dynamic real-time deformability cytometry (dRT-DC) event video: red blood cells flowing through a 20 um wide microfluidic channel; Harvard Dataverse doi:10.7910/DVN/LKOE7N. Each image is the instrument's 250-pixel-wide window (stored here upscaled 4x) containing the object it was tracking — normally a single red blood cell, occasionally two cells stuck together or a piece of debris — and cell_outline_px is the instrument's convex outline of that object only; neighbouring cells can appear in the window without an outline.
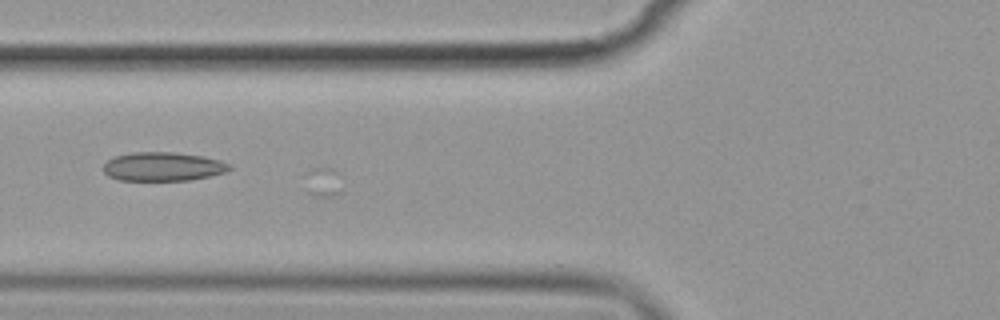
{"species": "common noctule bat (a hibernating species)", "species_latin": "Nyctalus noctula", "temperature_condition": "cold", "stored_images_in_passage": 12, "camera_frame_rate_fps": 3000, "um_per_image_px": 0.085, "animal": {"sex": "female", "body_mass_g": 19.9}, "frame": {"image": 1, "passage_image": 6, "time_ms": 7.0, "image_size_px": [1000, 320], "cell_outline_px": [[232, 168], [224, 172], [208, 176], [188, 180], [120, 180], [108, 176], [104, 172], [104, 164], [108, 160], [116, 156], [132, 152], [172, 152], [204, 156], [220, 160], [228, 164]], "centroid_in_image_um": [13.83, 14.15], "position_along_channel_um": 112.0, "area_um2": 20.98}}
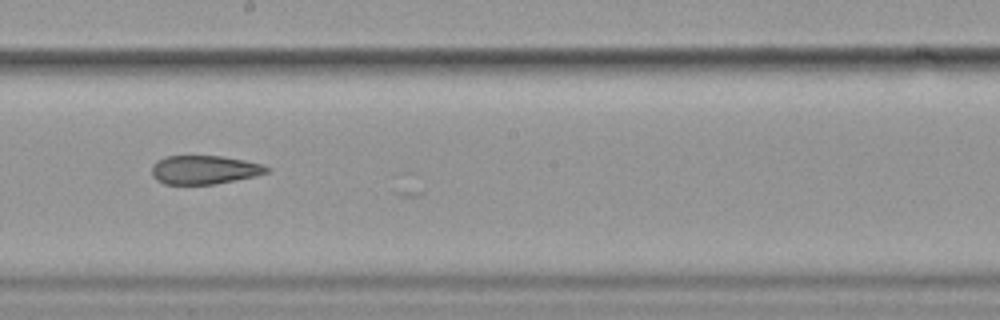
{"frame": {"image": 2, "passage_image": 9, "time_ms": 10.333, "image_size_px": [1000, 320], "cell_outline_px": [[272, 168], [268, 172], [256, 176], [216, 184], [164, 184], [156, 180], [152, 176], [152, 164], [156, 160], [164, 156], [220, 156], [244, 160], [264, 164]], "centroid_in_image_um": [17.37, 14.43], "position_along_channel_um": 230.8, "area_um2": 19.48}}
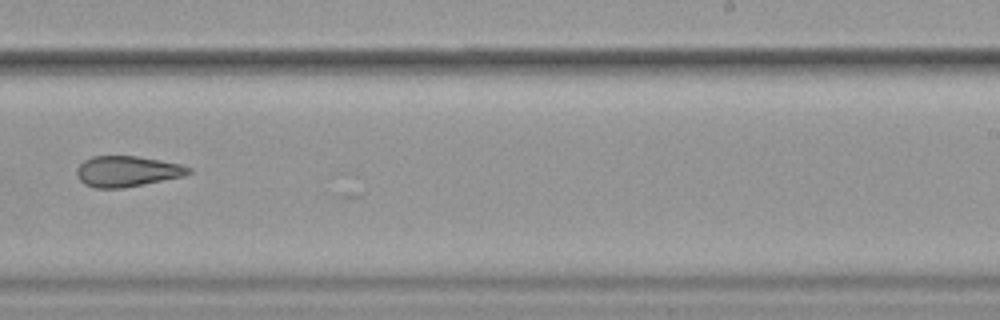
{"frame": {"image": 3, "passage_image": 10, "time_ms": 11.667, "image_size_px": [1000, 320], "cell_outline_px": [[192, 172], [180, 176], [120, 188], [96, 188], [84, 184], [76, 176], [76, 172], [80, 164], [84, 160], [92, 156], [136, 156], [160, 160], [180, 164], [192, 168]], "centroid_in_image_um": [10.75, 14.55], "position_along_channel_um": 278.2, "area_um2": 19.65}}